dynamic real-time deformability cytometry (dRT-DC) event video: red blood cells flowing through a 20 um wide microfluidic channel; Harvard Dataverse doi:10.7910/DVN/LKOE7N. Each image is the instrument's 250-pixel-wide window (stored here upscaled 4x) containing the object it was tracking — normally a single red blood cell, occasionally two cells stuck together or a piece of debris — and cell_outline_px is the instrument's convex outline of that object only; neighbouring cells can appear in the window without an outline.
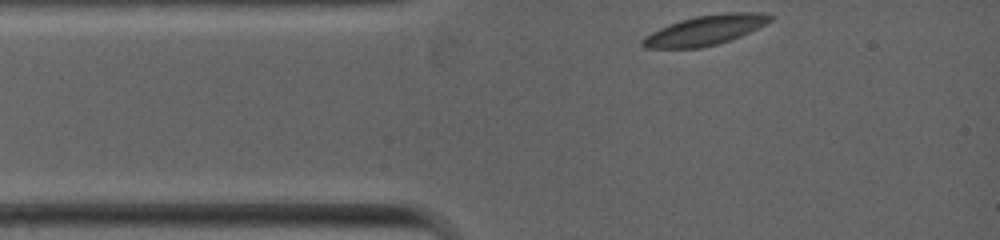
{"species": "common noctule bat (a hibernating species)", "species_latin": "Nyctalus noctula", "temperature_condition": "warm", "stored_images_in_passage": 42, "camera_frame_rate_fps": 5000, "um_per_image_px": 0.085, "animal": {"sex": "female", "body_mass_g": 19.0, "forearm_length_mm": 53.3}, "frame": {"image": 1, "passage_image": 1, "time_ms": 0.0, "image_size_px": [1000, 240], "cell_outline_px": [[772, 20], [740, 36], [716, 44], [700, 48], [644, 48], [640, 44], [640, 40], [652, 32], [660, 28], [680, 20], [696, 16], [728, 12], [756, 12], [772, 16]], "centroid_in_image_um": [59.89, 2.57], "position_along_channel_um": 25.1, "area_um2": 21.79}}
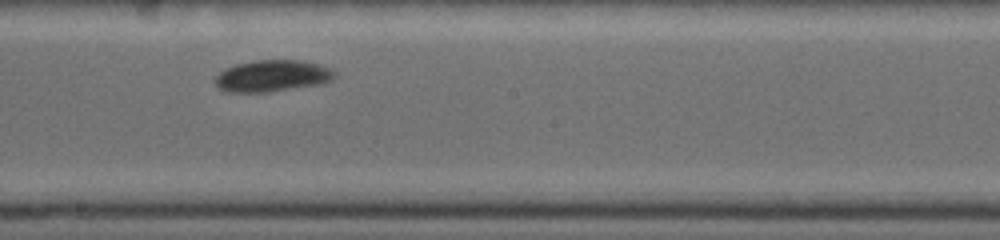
{"frame": {"image": 2, "passage_image": 24, "time_ms": 4.6, "image_size_px": [1000, 240], "cell_outline_px": [[336, 76], [332, 80], [316, 84], [268, 92], [228, 92], [220, 88], [212, 80], [220, 72], [228, 68], [252, 60], [304, 60], [328, 68]], "centroid_in_image_um": [23.1, 6.45], "position_along_channel_um": 225.1, "area_um2": 21.56}}
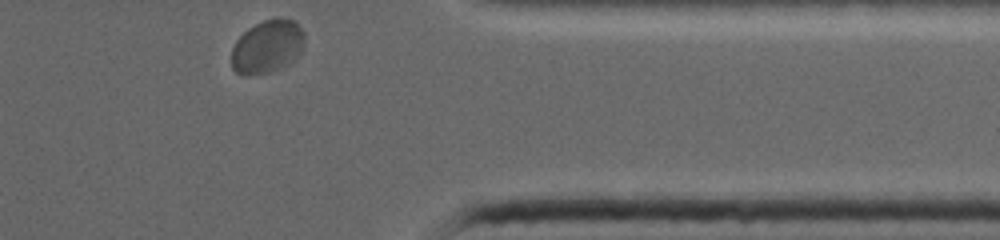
{"frame": {"image": 3, "passage_image": 42, "time_ms": 8.2, "image_size_px": [1000, 240], "cell_outline_px": [[304, 44], [300, 52], [288, 64], [280, 68], [268, 72], [244, 76], [236, 72], [232, 68], [232, 48], [236, 40], [248, 28], [264, 20], [276, 16], [280, 16], [292, 20], [304, 32]], "centroid_in_image_um": [22.71, 3.94], "position_along_channel_um": 388.7, "area_um2": 22.6}}